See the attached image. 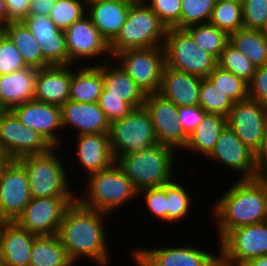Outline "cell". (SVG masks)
<instances>
[{
	"mask_svg": "<svg viewBox=\"0 0 267 266\" xmlns=\"http://www.w3.org/2000/svg\"><path fill=\"white\" fill-rule=\"evenodd\" d=\"M37 74V68L27 67L0 75V110H11L17 105L33 100Z\"/></svg>",
	"mask_w": 267,
	"mask_h": 266,
	"instance_id": "obj_27",
	"label": "cell"
},
{
	"mask_svg": "<svg viewBox=\"0 0 267 266\" xmlns=\"http://www.w3.org/2000/svg\"><path fill=\"white\" fill-rule=\"evenodd\" d=\"M38 235L15 222H0V260L3 266H29L34 240Z\"/></svg>",
	"mask_w": 267,
	"mask_h": 266,
	"instance_id": "obj_24",
	"label": "cell"
},
{
	"mask_svg": "<svg viewBox=\"0 0 267 266\" xmlns=\"http://www.w3.org/2000/svg\"><path fill=\"white\" fill-rule=\"evenodd\" d=\"M23 22L41 46L43 58L50 65H69V55L64 31L45 16H28Z\"/></svg>",
	"mask_w": 267,
	"mask_h": 266,
	"instance_id": "obj_22",
	"label": "cell"
},
{
	"mask_svg": "<svg viewBox=\"0 0 267 266\" xmlns=\"http://www.w3.org/2000/svg\"><path fill=\"white\" fill-rule=\"evenodd\" d=\"M217 62L221 68L232 72L247 83L252 80L256 70V66L229 43L225 46Z\"/></svg>",
	"mask_w": 267,
	"mask_h": 266,
	"instance_id": "obj_40",
	"label": "cell"
},
{
	"mask_svg": "<svg viewBox=\"0 0 267 266\" xmlns=\"http://www.w3.org/2000/svg\"><path fill=\"white\" fill-rule=\"evenodd\" d=\"M225 1L235 2V3L241 4V5L244 2V0H225Z\"/></svg>",
	"mask_w": 267,
	"mask_h": 266,
	"instance_id": "obj_56",
	"label": "cell"
},
{
	"mask_svg": "<svg viewBox=\"0 0 267 266\" xmlns=\"http://www.w3.org/2000/svg\"><path fill=\"white\" fill-rule=\"evenodd\" d=\"M8 11V23L23 21L30 11V0H5Z\"/></svg>",
	"mask_w": 267,
	"mask_h": 266,
	"instance_id": "obj_49",
	"label": "cell"
},
{
	"mask_svg": "<svg viewBox=\"0 0 267 266\" xmlns=\"http://www.w3.org/2000/svg\"><path fill=\"white\" fill-rule=\"evenodd\" d=\"M217 245L220 266H242L252 258L267 255V221L234 228Z\"/></svg>",
	"mask_w": 267,
	"mask_h": 266,
	"instance_id": "obj_10",
	"label": "cell"
},
{
	"mask_svg": "<svg viewBox=\"0 0 267 266\" xmlns=\"http://www.w3.org/2000/svg\"><path fill=\"white\" fill-rule=\"evenodd\" d=\"M206 114L207 112L200 105L178 107V120L188 137L194 132Z\"/></svg>",
	"mask_w": 267,
	"mask_h": 266,
	"instance_id": "obj_48",
	"label": "cell"
},
{
	"mask_svg": "<svg viewBox=\"0 0 267 266\" xmlns=\"http://www.w3.org/2000/svg\"><path fill=\"white\" fill-rule=\"evenodd\" d=\"M98 104L110 123L123 119L133 110V108L127 102L121 100V98L108 96L103 91L99 96Z\"/></svg>",
	"mask_w": 267,
	"mask_h": 266,
	"instance_id": "obj_46",
	"label": "cell"
},
{
	"mask_svg": "<svg viewBox=\"0 0 267 266\" xmlns=\"http://www.w3.org/2000/svg\"><path fill=\"white\" fill-rule=\"evenodd\" d=\"M145 94L158 93L166 66L163 46L128 49L113 57Z\"/></svg>",
	"mask_w": 267,
	"mask_h": 266,
	"instance_id": "obj_11",
	"label": "cell"
},
{
	"mask_svg": "<svg viewBox=\"0 0 267 266\" xmlns=\"http://www.w3.org/2000/svg\"><path fill=\"white\" fill-rule=\"evenodd\" d=\"M8 23V11L5 0H0V28Z\"/></svg>",
	"mask_w": 267,
	"mask_h": 266,
	"instance_id": "obj_53",
	"label": "cell"
},
{
	"mask_svg": "<svg viewBox=\"0 0 267 266\" xmlns=\"http://www.w3.org/2000/svg\"><path fill=\"white\" fill-rule=\"evenodd\" d=\"M216 0H181L180 29L209 23Z\"/></svg>",
	"mask_w": 267,
	"mask_h": 266,
	"instance_id": "obj_41",
	"label": "cell"
},
{
	"mask_svg": "<svg viewBox=\"0 0 267 266\" xmlns=\"http://www.w3.org/2000/svg\"><path fill=\"white\" fill-rule=\"evenodd\" d=\"M158 247H135L129 250L130 259L136 266H220L219 254L201 249L194 244ZM162 247V248H161Z\"/></svg>",
	"mask_w": 267,
	"mask_h": 266,
	"instance_id": "obj_9",
	"label": "cell"
},
{
	"mask_svg": "<svg viewBox=\"0 0 267 266\" xmlns=\"http://www.w3.org/2000/svg\"><path fill=\"white\" fill-rule=\"evenodd\" d=\"M207 78L234 103L248 98V83L217 65Z\"/></svg>",
	"mask_w": 267,
	"mask_h": 266,
	"instance_id": "obj_37",
	"label": "cell"
},
{
	"mask_svg": "<svg viewBox=\"0 0 267 266\" xmlns=\"http://www.w3.org/2000/svg\"><path fill=\"white\" fill-rule=\"evenodd\" d=\"M199 105L207 112L227 117L234 102L208 78H202L199 89Z\"/></svg>",
	"mask_w": 267,
	"mask_h": 266,
	"instance_id": "obj_38",
	"label": "cell"
},
{
	"mask_svg": "<svg viewBox=\"0 0 267 266\" xmlns=\"http://www.w3.org/2000/svg\"><path fill=\"white\" fill-rule=\"evenodd\" d=\"M11 111L25 126L44 136L53 147H61L63 142L66 145L64 133H61V106L33 99L13 107Z\"/></svg>",
	"mask_w": 267,
	"mask_h": 266,
	"instance_id": "obj_19",
	"label": "cell"
},
{
	"mask_svg": "<svg viewBox=\"0 0 267 266\" xmlns=\"http://www.w3.org/2000/svg\"><path fill=\"white\" fill-rule=\"evenodd\" d=\"M226 125V117L219 114L207 113L189 136L187 146L184 148L188 155L208 157L213 151L221 130Z\"/></svg>",
	"mask_w": 267,
	"mask_h": 266,
	"instance_id": "obj_31",
	"label": "cell"
},
{
	"mask_svg": "<svg viewBox=\"0 0 267 266\" xmlns=\"http://www.w3.org/2000/svg\"><path fill=\"white\" fill-rule=\"evenodd\" d=\"M142 196V197H140ZM145 203V210L157 220L167 224V209H166V184L160 187L146 188L138 192V199Z\"/></svg>",
	"mask_w": 267,
	"mask_h": 266,
	"instance_id": "obj_42",
	"label": "cell"
},
{
	"mask_svg": "<svg viewBox=\"0 0 267 266\" xmlns=\"http://www.w3.org/2000/svg\"><path fill=\"white\" fill-rule=\"evenodd\" d=\"M231 184L211 203L218 242L234 228L267 221V181L234 179Z\"/></svg>",
	"mask_w": 267,
	"mask_h": 266,
	"instance_id": "obj_2",
	"label": "cell"
},
{
	"mask_svg": "<svg viewBox=\"0 0 267 266\" xmlns=\"http://www.w3.org/2000/svg\"><path fill=\"white\" fill-rule=\"evenodd\" d=\"M75 155L74 158L77 160L76 167L83 168L81 174H85V178L93 173L102 171L108 168L110 165L116 162L114 158L109 133H98V134H83L75 135ZM81 167H78V166ZM86 171V172H85Z\"/></svg>",
	"mask_w": 267,
	"mask_h": 266,
	"instance_id": "obj_21",
	"label": "cell"
},
{
	"mask_svg": "<svg viewBox=\"0 0 267 266\" xmlns=\"http://www.w3.org/2000/svg\"><path fill=\"white\" fill-rule=\"evenodd\" d=\"M27 67L18 49L0 30V75L10 74Z\"/></svg>",
	"mask_w": 267,
	"mask_h": 266,
	"instance_id": "obj_43",
	"label": "cell"
},
{
	"mask_svg": "<svg viewBox=\"0 0 267 266\" xmlns=\"http://www.w3.org/2000/svg\"><path fill=\"white\" fill-rule=\"evenodd\" d=\"M9 160L4 150L0 146V168Z\"/></svg>",
	"mask_w": 267,
	"mask_h": 266,
	"instance_id": "obj_54",
	"label": "cell"
},
{
	"mask_svg": "<svg viewBox=\"0 0 267 266\" xmlns=\"http://www.w3.org/2000/svg\"><path fill=\"white\" fill-rule=\"evenodd\" d=\"M143 1L152 9L167 29L180 28L181 0Z\"/></svg>",
	"mask_w": 267,
	"mask_h": 266,
	"instance_id": "obj_44",
	"label": "cell"
},
{
	"mask_svg": "<svg viewBox=\"0 0 267 266\" xmlns=\"http://www.w3.org/2000/svg\"><path fill=\"white\" fill-rule=\"evenodd\" d=\"M11 40L28 67L42 69L51 66L44 58L35 36L23 21H11L1 27Z\"/></svg>",
	"mask_w": 267,
	"mask_h": 266,
	"instance_id": "obj_30",
	"label": "cell"
},
{
	"mask_svg": "<svg viewBox=\"0 0 267 266\" xmlns=\"http://www.w3.org/2000/svg\"><path fill=\"white\" fill-rule=\"evenodd\" d=\"M87 0H56L48 18L55 26L65 31L72 23L86 15Z\"/></svg>",
	"mask_w": 267,
	"mask_h": 266,
	"instance_id": "obj_39",
	"label": "cell"
},
{
	"mask_svg": "<svg viewBox=\"0 0 267 266\" xmlns=\"http://www.w3.org/2000/svg\"><path fill=\"white\" fill-rule=\"evenodd\" d=\"M229 44L256 67L267 64V36L263 30L242 27L229 34Z\"/></svg>",
	"mask_w": 267,
	"mask_h": 266,
	"instance_id": "obj_32",
	"label": "cell"
},
{
	"mask_svg": "<svg viewBox=\"0 0 267 266\" xmlns=\"http://www.w3.org/2000/svg\"><path fill=\"white\" fill-rule=\"evenodd\" d=\"M85 181L84 185L87 184L84 186V191L82 189V193H78L79 189L76 190V200L87 208L111 216L121 206L123 208L131 200L136 202L138 198V191L116 162L102 171L87 176Z\"/></svg>",
	"mask_w": 267,
	"mask_h": 266,
	"instance_id": "obj_3",
	"label": "cell"
},
{
	"mask_svg": "<svg viewBox=\"0 0 267 266\" xmlns=\"http://www.w3.org/2000/svg\"><path fill=\"white\" fill-rule=\"evenodd\" d=\"M177 178L176 176L172 181L166 183L167 224L174 226L175 224L179 225L182 221L184 222L186 218L190 219L188 217L194 212L193 209H195L192 204L194 201L191 200L193 199L191 192L186 187V183H182L180 181L181 178H178L177 181Z\"/></svg>",
	"mask_w": 267,
	"mask_h": 266,
	"instance_id": "obj_34",
	"label": "cell"
},
{
	"mask_svg": "<svg viewBox=\"0 0 267 266\" xmlns=\"http://www.w3.org/2000/svg\"><path fill=\"white\" fill-rule=\"evenodd\" d=\"M62 148L52 147L45 153L18 159L25 167L32 198L76 197V188L73 189L75 186L67 174L69 170L59 157Z\"/></svg>",
	"mask_w": 267,
	"mask_h": 266,
	"instance_id": "obj_5",
	"label": "cell"
},
{
	"mask_svg": "<svg viewBox=\"0 0 267 266\" xmlns=\"http://www.w3.org/2000/svg\"><path fill=\"white\" fill-rule=\"evenodd\" d=\"M109 216L87 208L77 200L67 208L57 236L75 265L81 259H89L96 266L113 263L104 222L110 219Z\"/></svg>",
	"mask_w": 267,
	"mask_h": 266,
	"instance_id": "obj_1",
	"label": "cell"
},
{
	"mask_svg": "<svg viewBox=\"0 0 267 266\" xmlns=\"http://www.w3.org/2000/svg\"><path fill=\"white\" fill-rule=\"evenodd\" d=\"M209 23L223 30L228 35L244 27L242 5L216 0Z\"/></svg>",
	"mask_w": 267,
	"mask_h": 266,
	"instance_id": "obj_36",
	"label": "cell"
},
{
	"mask_svg": "<svg viewBox=\"0 0 267 266\" xmlns=\"http://www.w3.org/2000/svg\"><path fill=\"white\" fill-rule=\"evenodd\" d=\"M74 65H51L38 69L34 100L62 106L69 100Z\"/></svg>",
	"mask_w": 267,
	"mask_h": 266,
	"instance_id": "obj_23",
	"label": "cell"
},
{
	"mask_svg": "<svg viewBox=\"0 0 267 266\" xmlns=\"http://www.w3.org/2000/svg\"><path fill=\"white\" fill-rule=\"evenodd\" d=\"M263 31H264V33H265L266 36H267V26H266V28H265Z\"/></svg>",
	"mask_w": 267,
	"mask_h": 266,
	"instance_id": "obj_57",
	"label": "cell"
},
{
	"mask_svg": "<svg viewBox=\"0 0 267 266\" xmlns=\"http://www.w3.org/2000/svg\"><path fill=\"white\" fill-rule=\"evenodd\" d=\"M202 78L165 66L158 93L177 107L199 105Z\"/></svg>",
	"mask_w": 267,
	"mask_h": 266,
	"instance_id": "obj_25",
	"label": "cell"
},
{
	"mask_svg": "<svg viewBox=\"0 0 267 266\" xmlns=\"http://www.w3.org/2000/svg\"><path fill=\"white\" fill-rule=\"evenodd\" d=\"M0 146L9 160L42 154L53 147L39 132L25 126L11 110H0Z\"/></svg>",
	"mask_w": 267,
	"mask_h": 266,
	"instance_id": "obj_13",
	"label": "cell"
},
{
	"mask_svg": "<svg viewBox=\"0 0 267 266\" xmlns=\"http://www.w3.org/2000/svg\"><path fill=\"white\" fill-rule=\"evenodd\" d=\"M257 178L267 181V128L260 148L255 153Z\"/></svg>",
	"mask_w": 267,
	"mask_h": 266,
	"instance_id": "obj_50",
	"label": "cell"
},
{
	"mask_svg": "<svg viewBox=\"0 0 267 266\" xmlns=\"http://www.w3.org/2000/svg\"><path fill=\"white\" fill-rule=\"evenodd\" d=\"M109 139L115 159L139 153L158 143L152 120L144 107L133 109L123 119L111 122Z\"/></svg>",
	"mask_w": 267,
	"mask_h": 266,
	"instance_id": "obj_8",
	"label": "cell"
},
{
	"mask_svg": "<svg viewBox=\"0 0 267 266\" xmlns=\"http://www.w3.org/2000/svg\"><path fill=\"white\" fill-rule=\"evenodd\" d=\"M29 266H76L57 235L38 236L32 245Z\"/></svg>",
	"mask_w": 267,
	"mask_h": 266,
	"instance_id": "obj_33",
	"label": "cell"
},
{
	"mask_svg": "<svg viewBox=\"0 0 267 266\" xmlns=\"http://www.w3.org/2000/svg\"><path fill=\"white\" fill-rule=\"evenodd\" d=\"M163 48L166 66L178 71L207 78L218 65L217 59L198 47L185 29H168Z\"/></svg>",
	"mask_w": 267,
	"mask_h": 266,
	"instance_id": "obj_7",
	"label": "cell"
},
{
	"mask_svg": "<svg viewBox=\"0 0 267 266\" xmlns=\"http://www.w3.org/2000/svg\"><path fill=\"white\" fill-rule=\"evenodd\" d=\"M245 28L264 30L267 26V0H244L242 4Z\"/></svg>",
	"mask_w": 267,
	"mask_h": 266,
	"instance_id": "obj_45",
	"label": "cell"
},
{
	"mask_svg": "<svg viewBox=\"0 0 267 266\" xmlns=\"http://www.w3.org/2000/svg\"><path fill=\"white\" fill-rule=\"evenodd\" d=\"M207 158L211 163H217L233 174H238V179L257 178L255 152L245 145L227 124L221 130L215 147Z\"/></svg>",
	"mask_w": 267,
	"mask_h": 266,
	"instance_id": "obj_16",
	"label": "cell"
},
{
	"mask_svg": "<svg viewBox=\"0 0 267 266\" xmlns=\"http://www.w3.org/2000/svg\"><path fill=\"white\" fill-rule=\"evenodd\" d=\"M64 33L69 65H100L112 59L108 42L87 15L72 23ZM108 56L110 57L106 59Z\"/></svg>",
	"mask_w": 267,
	"mask_h": 266,
	"instance_id": "obj_12",
	"label": "cell"
},
{
	"mask_svg": "<svg viewBox=\"0 0 267 266\" xmlns=\"http://www.w3.org/2000/svg\"><path fill=\"white\" fill-rule=\"evenodd\" d=\"M30 2V11L28 16L48 17L56 0H30Z\"/></svg>",
	"mask_w": 267,
	"mask_h": 266,
	"instance_id": "obj_51",
	"label": "cell"
},
{
	"mask_svg": "<svg viewBox=\"0 0 267 266\" xmlns=\"http://www.w3.org/2000/svg\"><path fill=\"white\" fill-rule=\"evenodd\" d=\"M143 107L152 120L158 143L184 151L189 137L178 120V107L159 93L146 94Z\"/></svg>",
	"mask_w": 267,
	"mask_h": 266,
	"instance_id": "obj_17",
	"label": "cell"
},
{
	"mask_svg": "<svg viewBox=\"0 0 267 266\" xmlns=\"http://www.w3.org/2000/svg\"><path fill=\"white\" fill-rule=\"evenodd\" d=\"M131 5L112 0H87L86 15L110 44L120 33Z\"/></svg>",
	"mask_w": 267,
	"mask_h": 266,
	"instance_id": "obj_26",
	"label": "cell"
},
{
	"mask_svg": "<svg viewBox=\"0 0 267 266\" xmlns=\"http://www.w3.org/2000/svg\"><path fill=\"white\" fill-rule=\"evenodd\" d=\"M167 30L143 0L132 4L120 33L109 44L111 57L128 49L163 46Z\"/></svg>",
	"mask_w": 267,
	"mask_h": 266,
	"instance_id": "obj_6",
	"label": "cell"
},
{
	"mask_svg": "<svg viewBox=\"0 0 267 266\" xmlns=\"http://www.w3.org/2000/svg\"><path fill=\"white\" fill-rule=\"evenodd\" d=\"M103 87V63L100 65H74L69 100L96 103L102 94Z\"/></svg>",
	"mask_w": 267,
	"mask_h": 266,
	"instance_id": "obj_29",
	"label": "cell"
},
{
	"mask_svg": "<svg viewBox=\"0 0 267 266\" xmlns=\"http://www.w3.org/2000/svg\"><path fill=\"white\" fill-rule=\"evenodd\" d=\"M31 199L25 167L8 160L0 168V222H14Z\"/></svg>",
	"mask_w": 267,
	"mask_h": 266,
	"instance_id": "obj_15",
	"label": "cell"
},
{
	"mask_svg": "<svg viewBox=\"0 0 267 266\" xmlns=\"http://www.w3.org/2000/svg\"><path fill=\"white\" fill-rule=\"evenodd\" d=\"M185 30L198 47L213 55L217 60L229 43V35L210 23L192 25Z\"/></svg>",
	"mask_w": 267,
	"mask_h": 266,
	"instance_id": "obj_35",
	"label": "cell"
},
{
	"mask_svg": "<svg viewBox=\"0 0 267 266\" xmlns=\"http://www.w3.org/2000/svg\"><path fill=\"white\" fill-rule=\"evenodd\" d=\"M248 98L267 107V64L256 67L253 78L248 83Z\"/></svg>",
	"mask_w": 267,
	"mask_h": 266,
	"instance_id": "obj_47",
	"label": "cell"
},
{
	"mask_svg": "<svg viewBox=\"0 0 267 266\" xmlns=\"http://www.w3.org/2000/svg\"><path fill=\"white\" fill-rule=\"evenodd\" d=\"M112 1H119V2L126 3V4H135V3L140 2L141 0H112Z\"/></svg>",
	"mask_w": 267,
	"mask_h": 266,
	"instance_id": "obj_55",
	"label": "cell"
},
{
	"mask_svg": "<svg viewBox=\"0 0 267 266\" xmlns=\"http://www.w3.org/2000/svg\"><path fill=\"white\" fill-rule=\"evenodd\" d=\"M61 118L64 134L70 130L72 135L73 131L76 135L109 133L110 122L98 102L68 100L61 106Z\"/></svg>",
	"mask_w": 267,
	"mask_h": 266,
	"instance_id": "obj_20",
	"label": "cell"
},
{
	"mask_svg": "<svg viewBox=\"0 0 267 266\" xmlns=\"http://www.w3.org/2000/svg\"><path fill=\"white\" fill-rule=\"evenodd\" d=\"M226 124L256 153L267 128V107L251 98L241 100L234 103Z\"/></svg>",
	"mask_w": 267,
	"mask_h": 266,
	"instance_id": "obj_18",
	"label": "cell"
},
{
	"mask_svg": "<svg viewBox=\"0 0 267 266\" xmlns=\"http://www.w3.org/2000/svg\"><path fill=\"white\" fill-rule=\"evenodd\" d=\"M176 155L174 148L157 143L139 153L121 155L116 163L139 192L172 181L178 172Z\"/></svg>",
	"mask_w": 267,
	"mask_h": 266,
	"instance_id": "obj_4",
	"label": "cell"
},
{
	"mask_svg": "<svg viewBox=\"0 0 267 266\" xmlns=\"http://www.w3.org/2000/svg\"><path fill=\"white\" fill-rule=\"evenodd\" d=\"M242 266H267V255L252 258Z\"/></svg>",
	"mask_w": 267,
	"mask_h": 266,
	"instance_id": "obj_52",
	"label": "cell"
},
{
	"mask_svg": "<svg viewBox=\"0 0 267 266\" xmlns=\"http://www.w3.org/2000/svg\"><path fill=\"white\" fill-rule=\"evenodd\" d=\"M75 200L76 197L32 198L14 222L38 236L57 235L65 211Z\"/></svg>",
	"mask_w": 267,
	"mask_h": 266,
	"instance_id": "obj_14",
	"label": "cell"
},
{
	"mask_svg": "<svg viewBox=\"0 0 267 266\" xmlns=\"http://www.w3.org/2000/svg\"><path fill=\"white\" fill-rule=\"evenodd\" d=\"M103 62V92L108 96H115L127 102L133 109L143 107L146 94L129 77L123 68L114 61ZM110 63V64H109Z\"/></svg>",
	"mask_w": 267,
	"mask_h": 266,
	"instance_id": "obj_28",
	"label": "cell"
}]
</instances>
